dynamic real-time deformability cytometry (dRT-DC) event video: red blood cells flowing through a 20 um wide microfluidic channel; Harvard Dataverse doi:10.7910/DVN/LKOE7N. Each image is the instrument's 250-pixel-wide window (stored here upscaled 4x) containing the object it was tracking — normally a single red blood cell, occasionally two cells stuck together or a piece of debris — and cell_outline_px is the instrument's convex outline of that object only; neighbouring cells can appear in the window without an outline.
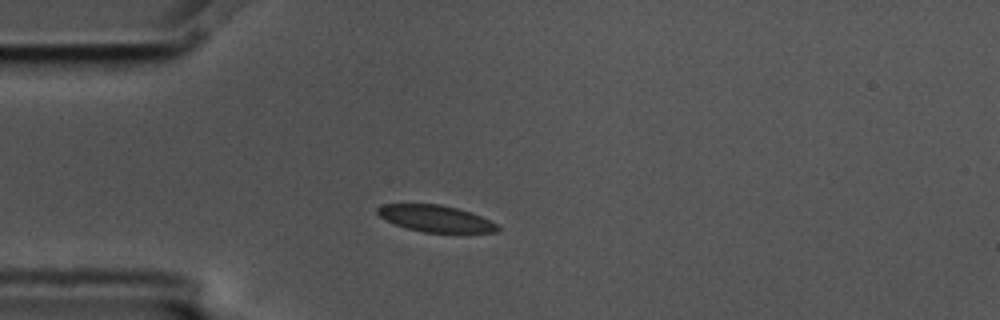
{"species": "common noctule bat (a hibernating species)", "species_latin": "Nyctalus noctula", "temperature_condition": "cold", "stored_images_in_passage": 4, "camera_frame_rate_fps": 3000, "um_per_image_px": 0.085, "animal": {"sex": "male", "body_mass_g": 17.5, "forearm_length_mm": 52.3}, "frame": {"image": 1, "passage_image": 2, "time_ms": 0.333, "image_size_px": [1000, 320], "cell_outline_px": [[500, 228], [496, 232], [424, 232], [408, 228], [396, 224], [380, 216], [376, 212], [376, 208], [384, 204], [440, 204], [472, 212], [496, 224]], "centroid_in_image_um": [37.02, 18.56], "position_along_channel_um": 48.0, "area_um2": 18.26}}